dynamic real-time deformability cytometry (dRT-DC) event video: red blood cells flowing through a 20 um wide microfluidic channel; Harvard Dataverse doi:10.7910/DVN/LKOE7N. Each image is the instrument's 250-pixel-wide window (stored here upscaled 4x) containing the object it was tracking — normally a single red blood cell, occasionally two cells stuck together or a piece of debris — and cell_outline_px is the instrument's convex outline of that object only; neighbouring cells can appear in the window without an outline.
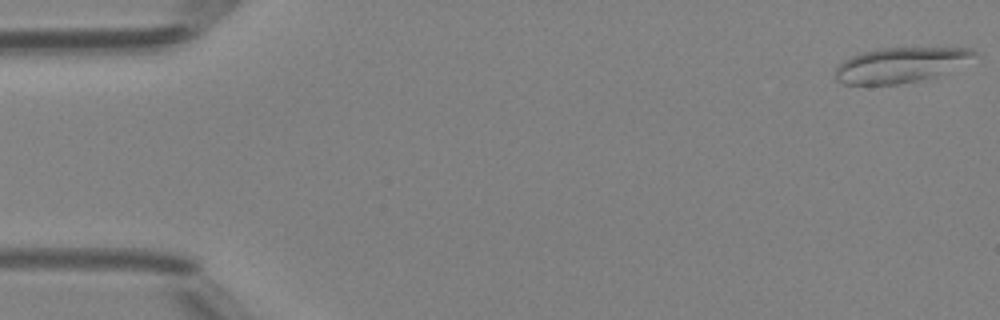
{"species": "Egyptian fruit bat (a non-hibernating species)", "species_latin": "Rousettus aegyptiacus", "temperature_condition": "room temperature", "stored_images_in_passage": 49, "camera_frame_rate_fps": 3000, "um_per_image_px": 0.085, "animal": {"sex": "female"}, "frame": {"image": 1, "passage_image": 1, "time_ms": 0.0, "image_size_px": [1000, 320], "cell_outline_px": [[976, 56], [932, 76], [916, 80], [896, 84], [844, 84], [836, 80], [836, 68], [844, 60], [852, 56], [864, 52], [880, 48], [972, 48], [976, 52]], "centroid_in_image_um": [76.45, 5.5], "position_along_channel_um": 8.5, "area_um2": 27.28}}
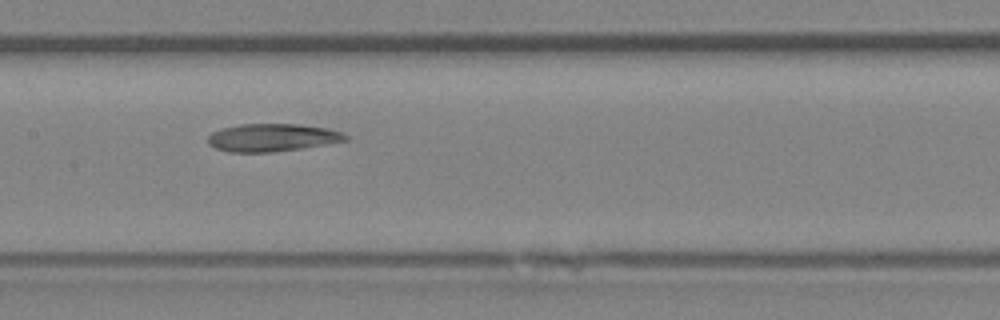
{"frame": {"image": 2, "passage_image": 24, "time_ms": 7.667, "image_size_px": [1000, 320], "cell_outline_px": [[348, 140], [300, 148], [272, 152], [228, 152], [216, 148], [208, 144], [208, 136], [212, 132], [220, 128], [240, 124], [300, 124], [328, 128], [344, 132], [348, 136]], "centroid_in_image_um": [23.13, 11.68], "position_along_channel_um": 184.3, "area_um2": 22.31}}
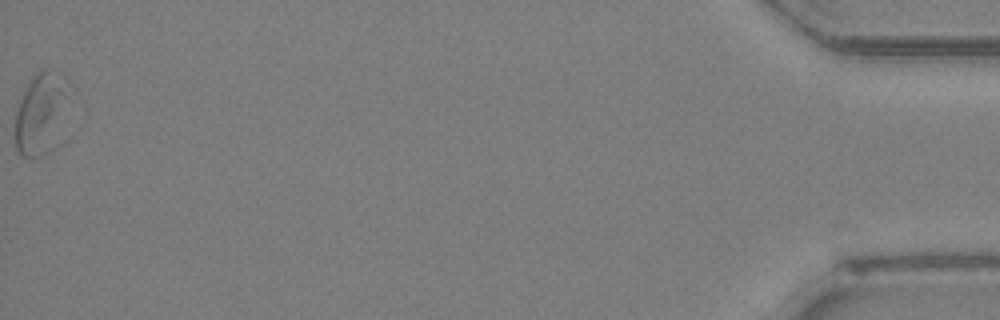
{"frame": {"image": 3, "passage_image": 49, "time_ms": 16.0, "image_size_px": [1000, 320], "cell_outline_px": [[64, 140], [56, 148], [32, 160], [20, 156], [16, 148], [16, 108], [20, 96], [32, 80], [44, 68], [48, 72], [64, 96]], "centroid_in_image_um": [3.39, 9.99], "position_along_channel_um": 431.8, "area_um2": 24.39}, "authors_computed_cell_mechanics": {"area_um2": 23.0044, "velocity_mm_per_s": 4.1866, "shape_relaxation_time_tau1_ms": null, "shape_relaxation_time_tau2_ms": 4.6994, "deformation_change_tau1": null, "deformation_change_tau2": 0.1364}}